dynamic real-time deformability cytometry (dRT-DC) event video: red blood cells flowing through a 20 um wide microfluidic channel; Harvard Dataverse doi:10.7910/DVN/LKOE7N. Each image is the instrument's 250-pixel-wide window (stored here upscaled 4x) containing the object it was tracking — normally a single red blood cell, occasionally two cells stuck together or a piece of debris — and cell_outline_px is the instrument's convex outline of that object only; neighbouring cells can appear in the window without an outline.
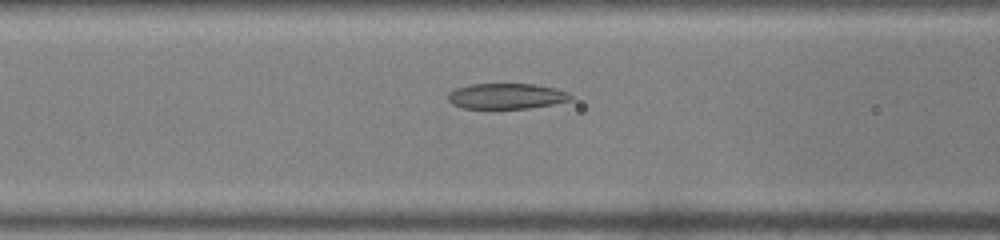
{"species": "common noctule bat (a hibernating species)", "species_latin": "Nyctalus noctula", "temperature_condition": "warm", "stored_images_in_passage": 9, "camera_frame_rate_fps": 3000, "um_per_image_px": 0.085, "animal": {"sex": "male", "body_mass_g": 19.0, "forearm_length_mm": 50.8}, "frame": {"image": 1, "passage_image": 7, "time_ms": 2.0, "image_size_px": [1000, 240], "cell_outline_px": [[572, 100], [552, 104], [528, 108], [464, 108], [452, 104], [448, 100], [448, 92], [456, 88], [472, 84], [536, 84], [556, 88], [568, 92], [572, 96]], "centroid_in_image_um": [43.06, 8.16], "position_along_channel_um": 123.5, "area_um2": 18.26}}